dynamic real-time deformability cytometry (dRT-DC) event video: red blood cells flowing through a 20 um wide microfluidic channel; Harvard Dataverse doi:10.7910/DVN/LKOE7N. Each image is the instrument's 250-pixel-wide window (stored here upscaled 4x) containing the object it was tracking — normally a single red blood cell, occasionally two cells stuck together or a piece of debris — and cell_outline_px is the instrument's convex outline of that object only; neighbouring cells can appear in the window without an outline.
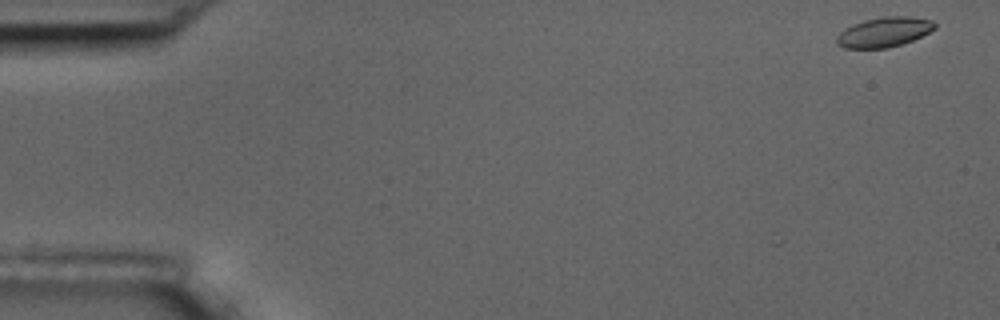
{"species": "common noctule bat (a hibernating species)", "species_latin": "Nyctalus noctula", "temperature_condition": "room temperature", "stored_images_in_passage": 5, "camera_frame_rate_fps": 3000, "um_per_image_px": 0.085, "animal": {"sex": "male", "body_mass_g": 17.5, "forearm_length_mm": 52.3}, "frame": {"image": 1, "passage_image": 1, "time_ms": 0.0, "image_size_px": [1000, 320], "cell_outline_px": [[936, 28], [912, 40], [888, 48], [844, 48], [836, 44], [836, 36], [844, 28], [852, 24], [864, 20], [884, 16], [908, 16], [932, 20], [936, 24]], "centroid_in_image_um": [75.11, 2.72], "position_along_channel_um": 9.9, "area_um2": 17.05}}
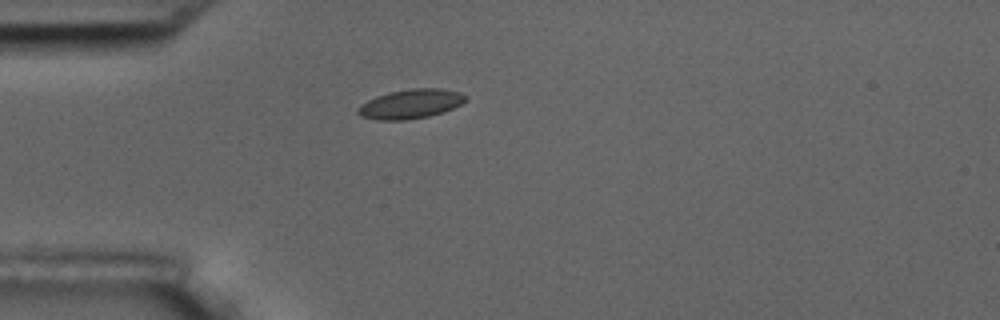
{"frame": {"image": 2, "passage_image": 5, "time_ms": 4.667, "image_size_px": [1000, 320], "cell_outline_px": [[468, 100], [444, 112], [428, 116], [404, 120], [376, 120], [360, 116], [356, 112], [356, 108], [360, 104], [376, 96], [388, 92], [412, 88], [444, 88], [460, 92], [468, 96]], "centroid_in_image_um": [34.9, 8.82], "position_along_channel_um": 50.1, "area_um2": 18.67}}